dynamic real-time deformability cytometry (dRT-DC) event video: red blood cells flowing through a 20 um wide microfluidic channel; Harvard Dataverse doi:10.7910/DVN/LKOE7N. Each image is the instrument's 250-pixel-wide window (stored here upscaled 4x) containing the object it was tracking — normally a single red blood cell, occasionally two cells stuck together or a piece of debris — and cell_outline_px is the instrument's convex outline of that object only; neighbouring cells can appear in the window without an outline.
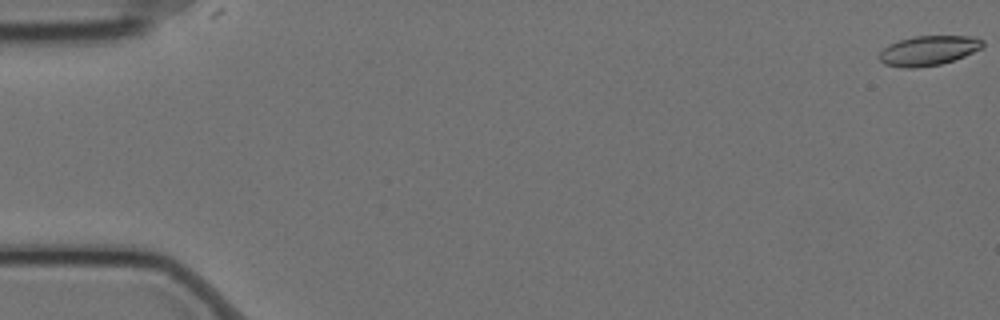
{"species": "Egyptian fruit bat (a non-hibernating species)", "species_latin": "Rousettus aegyptiacus", "temperature_condition": "cold", "stored_images_in_passage": 60, "camera_frame_rate_fps": 3000, "um_per_image_px": 0.085, "animal": {"sex": "female"}, "frame": {"image": 1, "passage_image": 1, "time_ms": 0.0, "image_size_px": [1000, 320], "cell_outline_px": [[984, 48], [964, 56], [940, 64], [912, 68], [904, 68], [884, 64], [880, 60], [880, 52], [888, 44], [912, 36], [972, 36], [984, 40]], "centroid_in_image_um": [78.94, 4.29], "position_along_channel_um": 6.1, "area_um2": 17.92}}
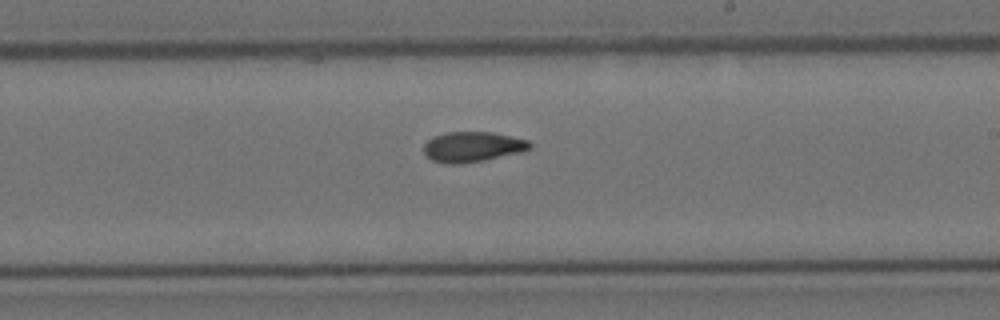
{"frame": {"image": 2, "passage_image": 35, "time_ms": 11.333, "image_size_px": [1000, 320], "cell_outline_px": [[532, 148], [520, 152], [484, 160], [460, 164], [444, 164], [432, 160], [424, 152], [424, 144], [432, 136], [448, 132], [492, 132], [528, 140], [532, 144]], "centroid_in_image_um": [40.15, 12.48], "position_along_channel_um": 248.8, "area_um2": 18.67}}
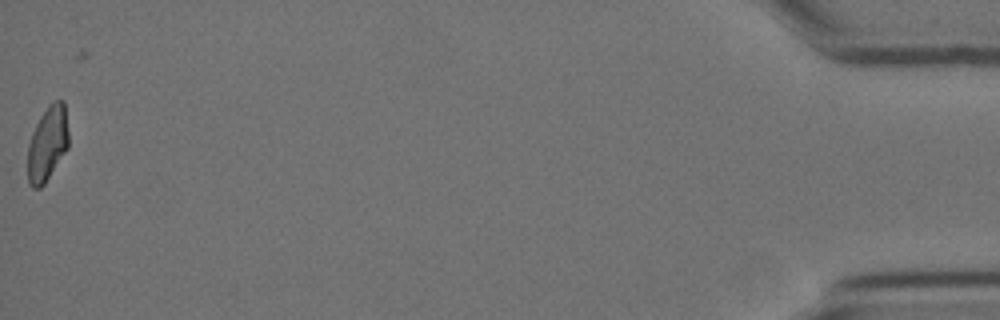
{"frame": {"image": 3, "passage_image": 59, "time_ms": 19.333, "image_size_px": [1000, 320], "cell_outline_px": [[68, 148], [44, 184], [40, 188], [32, 188], [28, 184], [28, 144], [32, 132], [40, 116], [48, 104], [52, 100], [64, 100], [68, 132]], "centroid_in_image_um": [4.03, 12.19], "position_along_channel_um": 431.2, "area_um2": 17.92}, "authors_computed_cell_mechanics": {"area_um2": 18.3804, "velocity_mm_per_s": 3.4983, "shape_relaxation_time_tau1_ms": 7.2234, "shape_relaxation_time_tau2_ms": 5.6304, "deformation_change_tau1": 0.1735, "deformation_change_tau2": 0.0994}}